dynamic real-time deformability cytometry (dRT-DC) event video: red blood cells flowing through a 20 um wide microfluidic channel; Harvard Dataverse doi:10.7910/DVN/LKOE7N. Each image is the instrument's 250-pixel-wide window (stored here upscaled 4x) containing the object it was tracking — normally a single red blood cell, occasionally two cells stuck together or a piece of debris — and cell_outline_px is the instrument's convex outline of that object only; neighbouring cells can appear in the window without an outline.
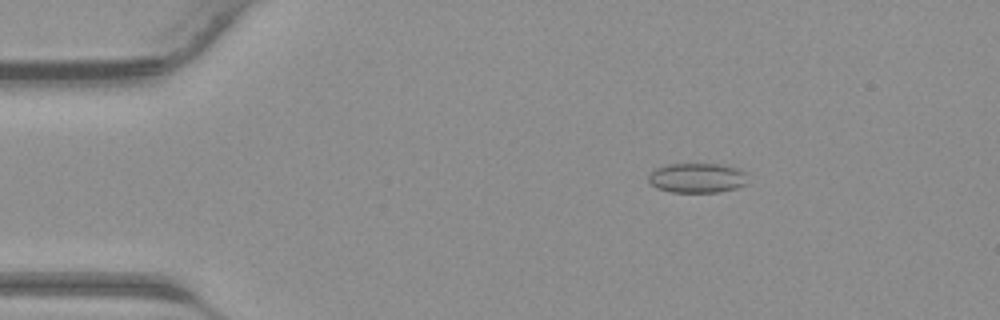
{"species": "common noctule bat (a hibernating species)", "species_latin": "Nyctalus noctula", "temperature_condition": "warm", "stored_images_in_passage": 41, "camera_frame_rate_fps": 3000, "um_per_image_px": 0.085, "animal": {"sex": "male", "body_mass_g": 23.1, "forearm_length_mm": 52.7}, "frame": {"image": 1, "passage_image": 7, "time_ms": 2.0, "image_size_px": [1000, 320], "cell_outline_px": [[748, 184], [736, 188], [720, 192], [672, 192], [656, 188], [648, 180], [648, 176], [656, 168], [672, 164], [716, 164], [732, 168], [744, 172]], "centroid_in_image_um": [59.24, 15.14], "position_along_channel_um": 25.8, "area_um2": 16.94}}
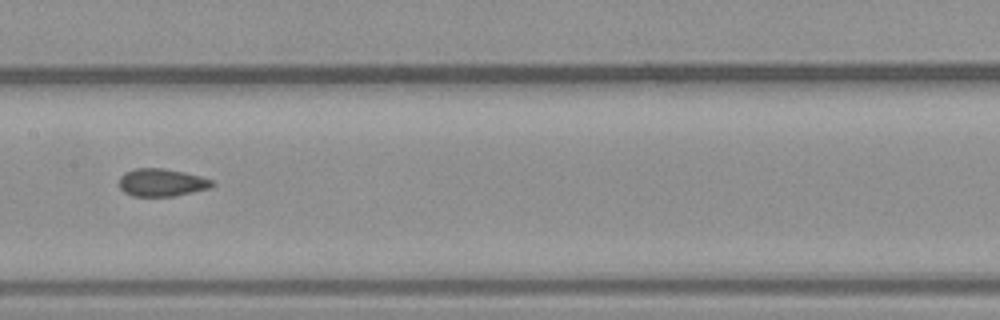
{"frame": {"image": 2, "passage_image": 21, "time_ms": 6.667, "image_size_px": [1000, 320], "cell_outline_px": [[216, 184], [208, 188], [192, 192], [172, 196], [132, 196], [124, 192], [120, 188], [120, 176], [124, 172], [136, 168], [164, 168], [184, 172], [200, 176], [212, 180]], "centroid_in_image_um": [13.73, 15.5], "position_along_channel_um": 193.7, "area_um2": 14.97}}
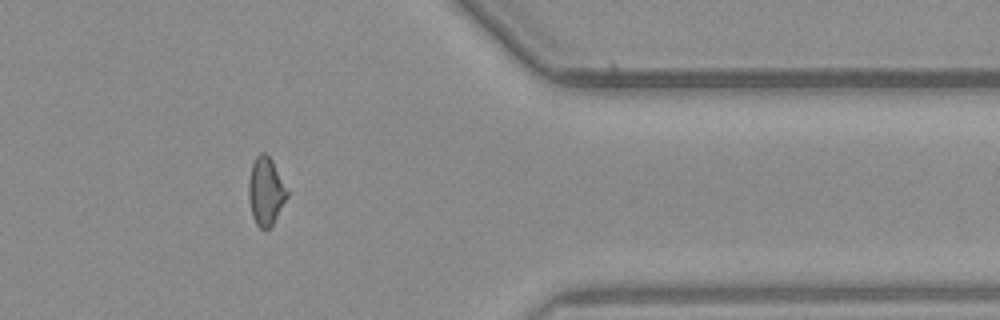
{"frame": {"image": 3, "passage_image": 34, "time_ms": 11.0, "image_size_px": [1000, 320], "cell_outline_px": [[288, 196], [272, 224], [268, 228], [260, 228], [256, 224], [252, 216], [248, 196], [248, 180], [252, 164], [256, 156], [260, 152], [264, 152], [272, 160], [288, 192]], "centroid_in_image_um": [22.57, 16.24], "position_along_channel_um": 388.8, "area_um2": 15.03}}